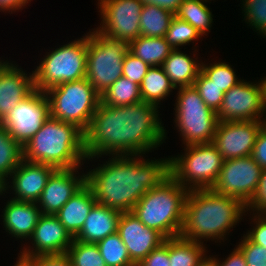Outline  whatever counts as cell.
Masks as SVG:
<instances>
[{
  "label": "cell",
  "mask_w": 266,
  "mask_h": 266,
  "mask_svg": "<svg viewBox=\"0 0 266 266\" xmlns=\"http://www.w3.org/2000/svg\"><path fill=\"white\" fill-rule=\"evenodd\" d=\"M246 209L254 213H266V168L262 170L258 191Z\"/></svg>",
  "instance_id": "42"
},
{
  "label": "cell",
  "mask_w": 266,
  "mask_h": 266,
  "mask_svg": "<svg viewBox=\"0 0 266 266\" xmlns=\"http://www.w3.org/2000/svg\"><path fill=\"white\" fill-rule=\"evenodd\" d=\"M23 159V146L0 125V179L4 183Z\"/></svg>",
  "instance_id": "29"
},
{
  "label": "cell",
  "mask_w": 266,
  "mask_h": 266,
  "mask_svg": "<svg viewBox=\"0 0 266 266\" xmlns=\"http://www.w3.org/2000/svg\"><path fill=\"white\" fill-rule=\"evenodd\" d=\"M73 239L55 215L42 214L29 238L33 246L23 247L20 253L25 257L66 254Z\"/></svg>",
  "instance_id": "16"
},
{
  "label": "cell",
  "mask_w": 266,
  "mask_h": 266,
  "mask_svg": "<svg viewBox=\"0 0 266 266\" xmlns=\"http://www.w3.org/2000/svg\"><path fill=\"white\" fill-rule=\"evenodd\" d=\"M175 14L155 5H143L140 15V35L165 37Z\"/></svg>",
  "instance_id": "28"
},
{
  "label": "cell",
  "mask_w": 266,
  "mask_h": 266,
  "mask_svg": "<svg viewBox=\"0 0 266 266\" xmlns=\"http://www.w3.org/2000/svg\"><path fill=\"white\" fill-rule=\"evenodd\" d=\"M117 232L136 266L166 239L157 230L145 226L132 212H122Z\"/></svg>",
  "instance_id": "17"
},
{
  "label": "cell",
  "mask_w": 266,
  "mask_h": 266,
  "mask_svg": "<svg viewBox=\"0 0 266 266\" xmlns=\"http://www.w3.org/2000/svg\"><path fill=\"white\" fill-rule=\"evenodd\" d=\"M262 170L252 156L224 160L211 189L220 195L235 197L247 206L258 191Z\"/></svg>",
  "instance_id": "11"
},
{
  "label": "cell",
  "mask_w": 266,
  "mask_h": 266,
  "mask_svg": "<svg viewBox=\"0 0 266 266\" xmlns=\"http://www.w3.org/2000/svg\"><path fill=\"white\" fill-rule=\"evenodd\" d=\"M262 121H219L212 144L224 160L251 156Z\"/></svg>",
  "instance_id": "15"
},
{
  "label": "cell",
  "mask_w": 266,
  "mask_h": 266,
  "mask_svg": "<svg viewBox=\"0 0 266 266\" xmlns=\"http://www.w3.org/2000/svg\"><path fill=\"white\" fill-rule=\"evenodd\" d=\"M23 158L56 169L81 167L87 160L84 132L72 123L49 117L23 146Z\"/></svg>",
  "instance_id": "4"
},
{
  "label": "cell",
  "mask_w": 266,
  "mask_h": 266,
  "mask_svg": "<svg viewBox=\"0 0 266 266\" xmlns=\"http://www.w3.org/2000/svg\"><path fill=\"white\" fill-rule=\"evenodd\" d=\"M192 58L177 48L164 60L162 67L175 88L194 85L201 70V62L198 57Z\"/></svg>",
  "instance_id": "24"
},
{
  "label": "cell",
  "mask_w": 266,
  "mask_h": 266,
  "mask_svg": "<svg viewBox=\"0 0 266 266\" xmlns=\"http://www.w3.org/2000/svg\"><path fill=\"white\" fill-rule=\"evenodd\" d=\"M96 204L91 188L85 184L55 214L61 224L74 238L81 230L92 207Z\"/></svg>",
  "instance_id": "23"
},
{
  "label": "cell",
  "mask_w": 266,
  "mask_h": 266,
  "mask_svg": "<svg viewBox=\"0 0 266 266\" xmlns=\"http://www.w3.org/2000/svg\"><path fill=\"white\" fill-rule=\"evenodd\" d=\"M73 266H107L96 243L73 242L66 252Z\"/></svg>",
  "instance_id": "33"
},
{
  "label": "cell",
  "mask_w": 266,
  "mask_h": 266,
  "mask_svg": "<svg viewBox=\"0 0 266 266\" xmlns=\"http://www.w3.org/2000/svg\"><path fill=\"white\" fill-rule=\"evenodd\" d=\"M202 36L199 32L188 22L181 20L174 16L171 20L170 26L166 32L167 42L177 49L180 46L188 45L190 42L197 41Z\"/></svg>",
  "instance_id": "35"
},
{
  "label": "cell",
  "mask_w": 266,
  "mask_h": 266,
  "mask_svg": "<svg viewBox=\"0 0 266 266\" xmlns=\"http://www.w3.org/2000/svg\"><path fill=\"white\" fill-rule=\"evenodd\" d=\"M261 81H262L263 87H264V104L266 106V77L261 78Z\"/></svg>",
  "instance_id": "50"
},
{
  "label": "cell",
  "mask_w": 266,
  "mask_h": 266,
  "mask_svg": "<svg viewBox=\"0 0 266 266\" xmlns=\"http://www.w3.org/2000/svg\"><path fill=\"white\" fill-rule=\"evenodd\" d=\"M236 246L244 254L247 266H266V248L250 241L245 234Z\"/></svg>",
  "instance_id": "39"
},
{
  "label": "cell",
  "mask_w": 266,
  "mask_h": 266,
  "mask_svg": "<svg viewBox=\"0 0 266 266\" xmlns=\"http://www.w3.org/2000/svg\"><path fill=\"white\" fill-rule=\"evenodd\" d=\"M55 170L56 168L51 165L23 159L9 177L12 178L10 182L12 185H9V181L5 182L3 192L7 193L6 190L11 189L15 194L12 199L37 203L49 177Z\"/></svg>",
  "instance_id": "19"
},
{
  "label": "cell",
  "mask_w": 266,
  "mask_h": 266,
  "mask_svg": "<svg viewBox=\"0 0 266 266\" xmlns=\"http://www.w3.org/2000/svg\"><path fill=\"white\" fill-rule=\"evenodd\" d=\"M34 266H73L67 254L27 257Z\"/></svg>",
  "instance_id": "43"
},
{
  "label": "cell",
  "mask_w": 266,
  "mask_h": 266,
  "mask_svg": "<svg viewBox=\"0 0 266 266\" xmlns=\"http://www.w3.org/2000/svg\"><path fill=\"white\" fill-rule=\"evenodd\" d=\"M121 214L122 212L119 210L96 203L74 239L86 243H97L103 240L110 234L117 232Z\"/></svg>",
  "instance_id": "22"
},
{
  "label": "cell",
  "mask_w": 266,
  "mask_h": 266,
  "mask_svg": "<svg viewBox=\"0 0 266 266\" xmlns=\"http://www.w3.org/2000/svg\"><path fill=\"white\" fill-rule=\"evenodd\" d=\"M244 20L257 34L266 38V0H242Z\"/></svg>",
  "instance_id": "36"
},
{
  "label": "cell",
  "mask_w": 266,
  "mask_h": 266,
  "mask_svg": "<svg viewBox=\"0 0 266 266\" xmlns=\"http://www.w3.org/2000/svg\"><path fill=\"white\" fill-rule=\"evenodd\" d=\"M201 71L212 80L213 84L221 88L226 93L233 86H236L242 79H238L234 69L225 62H214L209 65L201 63Z\"/></svg>",
  "instance_id": "34"
},
{
  "label": "cell",
  "mask_w": 266,
  "mask_h": 266,
  "mask_svg": "<svg viewBox=\"0 0 266 266\" xmlns=\"http://www.w3.org/2000/svg\"><path fill=\"white\" fill-rule=\"evenodd\" d=\"M234 250L229 254V256L224 261H219L218 258L213 257L216 266H247L244 254L242 251L235 246Z\"/></svg>",
  "instance_id": "45"
},
{
  "label": "cell",
  "mask_w": 266,
  "mask_h": 266,
  "mask_svg": "<svg viewBox=\"0 0 266 266\" xmlns=\"http://www.w3.org/2000/svg\"><path fill=\"white\" fill-rule=\"evenodd\" d=\"M50 117L49 101L45 92L35 89L0 122L22 146L37 133Z\"/></svg>",
  "instance_id": "13"
},
{
  "label": "cell",
  "mask_w": 266,
  "mask_h": 266,
  "mask_svg": "<svg viewBox=\"0 0 266 266\" xmlns=\"http://www.w3.org/2000/svg\"><path fill=\"white\" fill-rule=\"evenodd\" d=\"M158 108L143 101L126 106H106L100 102L84 132L88 161L102 155L142 156L163 144L167 132Z\"/></svg>",
  "instance_id": "1"
},
{
  "label": "cell",
  "mask_w": 266,
  "mask_h": 266,
  "mask_svg": "<svg viewBox=\"0 0 266 266\" xmlns=\"http://www.w3.org/2000/svg\"><path fill=\"white\" fill-rule=\"evenodd\" d=\"M139 86L142 101L155 106L176 90L162 66L150 67Z\"/></svg>",
  "instance_id": "27"
},
{
  "label": "cell",
  "mask_w": 266,
  "mask_h": 266,
  "mask_svg": "<svg viewBox=\"0 0 266 266\" xmlns=\"http://www.w3.org/2000/svg\"><path fill=\"white\" fill-rule=\"evenodd\" d=\"M198 266H216V264L214 258L209 255V257L205 256Z\"/></svg>",
  "instance_id": "49"
},
{
  "label": "cell",
  "mask_w": 266,
  "mask_h": 266,
  "mask_svg": "<svg viewBox=\"0 0 266 266\" xmlns=\"http://www.w3.org/2000/svg\"><path fill=\"white\" fill-rule=\"evenodd\" d=\"M107 266H136L130 259L127 248L118 232L96 243Z\"/></svg>",
  "instance_id": "32"
},
{
  "label": "cell",
  "mask_w": 266,
  "mask_h": 266,
  "mask_svg": "<svg viewBox=\"0 0 266 266\" xmlns=\"http://www.w3.org/2000/svg\"><path fill=\"white\" fill-rule=\"evenodd\" d=\"M245 212L248 214L246 206L235 197L212 189L189 190L180 236L200 243L201 239L224 242L229 230L247 215Z\"/></svg>",
  "instance_id": "3"
},
{
  "label": "cell",
  "mask_w": 266,
  "mask_h": 266,
  "mask_svg": "<svg viewBox=\"0 0 266 266\" xmlns=\"http://www.w3.org/2000/svg\"><path fill=\"white\" fill-rule=\"evenodd\" d=\"M101 24L96 30L111 39L130 43L140 36V0H98Z\"/></svg>",
  "instance_id": "12"
},
{
  "label": "cell",
  "mask_w": 266,
  "mask_h": 266,
  "mask_svg": "<svg viewBox=\"0 0 266 266\" xmlns=\"http://www.w3.org/2000/svg\"><path fill=\"white\" fill-rule=\"evenodd\" d=\"M266 113V106L264 107V114ZM265 118H262V127L266 129V114L264 115Z\"/></svg>",
  "instance_id": "51"
},
{
  "label": "cell",
  "mask_w": 266,
  "mask_h": 266,
  "mask_svg": "<svg viewBox=\"0 0 266 266\" xmlns=\"http://www.w3.org/2000/svg\"><path fill=\"white\" fill-rule=\"evenodd\" d=\"M149 68L147 63L128 51L123 61L122 76L128 78L131 83L140 85Z\"/></svg>",
  "instance_id": "38"
},
{
  "label": "cell",
  "mask_w": 266,
  "mask_h": 266,
  "mask_svg": "<svg viewBox=\"0 0 266 266\" xmlns=\"http://www.w3.org/2000/svg\"><path fill=\"white\" fill-rule=\"evenodd\" d=\"M79 168L56 169L51 174L37 202L42 214L55 215L86 184V173L79 175Z\"/></svg>",
  "instance_id": "18"
},
{
  "label": "cell",
  "mask_w": 266,
  "mask_h": 266,
  "mask_svg": "<svg viewBox=\"0 0 266 266\" xmlns=\"http://www.w3.org/2000/svg\"><path fill=\"white\" fill-rule=\"evenodd\" d=\"M264 87L262 81H245L228 90L217 111L219 121H262L264 115Z\"/></svg>",
  "instance_id": "14"
},
{
  "label": "cell",
  "mask_w": 266,
  "mask_h": 266,
  "mask_svg": "<svg viewBox=\"0 0 266 266\" xmlns=\"http://www.w3.org/2000/svg\"><path fill=\"white\" fill-rule=\"evenodd\" d=\"M189 190L171 175L159 186L148 190L134 206L132 213L147 227L166 239L180 236Z\"/></svg>",
  "instance_id": "5"
},
{
  "label": "cell",
  "mask_w": 266,
  "mask_h": 266,
  "mask_svg": "<svg viewBox=\"0 0 266 266\" xmlns=\"http://www.w3.org/2000/svg\"><path fill=\"white\" fill-rule=\"evenodd\" d=\"M88 33L47 52L33 71L35 89L45 92L65 82L86 78Z\"/></svg>",
  "instance_id": "7"
},
{
  "label": "cell",
  "mask_w": 266,
  "mask_h": 266,
  "mask_svg": "<svg viewBox=\"0 0 266 266\" xmlns=\"http://www.w3.org/2000/svg\"><path fill=\"white\" fill-rule=\"evenodd\" d=\"M128 49L131 54L152 67L162 66L174 48L165 37L152 38L140 35L128 44Z\"/></svg>",
  "instance_id": "25"
},
{
  "label": "cell",
  "mask_w": 266,
  "mask_h": 266,
  "mask_svg": "<svg viewBox=\"0 0 266 266\" xmlns=\"http://www.w3.org/2000/svg\"><path fill=\"white\" fill-rule=\"evenodd\" d=\"M144 5H155L176 14L183 0H140Z\"/></svg>",
  "instance_id": "46"
},
{
  "label": "cell",
  "mask_w": 266,
  "mask_h": 266,
  "mask_svg": "<svg viewBox=\"0 0 266 266\" xmlns=\"http://www.w3.org/2000/svg\"><path fill=\"white\" fill-rule=\"evenodd\" d=\"M194 87L200 94L205 104L217 112L220 109L224 94L217 85L213 84L201 70L194 81Z\"/></svg>",
  "instance_id": "37"
},
{
  "label": "cell",
  "mask_w": 266,
  "mask_h": 266,
  "mask_svg": "<svg viewBox=\"0 0 266 266\" xmlns=\"http://www.w3.org/2000/svg\"><path fill=\"white\" fill-rule=\"evenodd\" d=\"M34 90L33 71L27 75L13 62L0 60V122Z\"/></svg>",
  "instance_id": "20"
},
{
  "label": "cell",
  "mask_w": 266,
  "mask_h": 266,
  "mask_svg": "<svg viewBox=\"0 0 266 266\" xmlns=\"http://www.w3.org/2000/svg\"><path fill=\"white\" fill-rule=\"evenodd\" d=\"M168 257V238L158 248L154 249L137 266H170Z\"/></svg>",
  "instance_id": "41"
},
{
  "label": "cell",
  "mask_w": 266,
  "mask_h": 266,
  "mask_svg": "<svg viewBox=\"0 0 266 266\" xmlns=\"http://www.w3.org/2000/svg\"><path fill=\"white\" fill-rule=\"evenodd\" d=\"M3 225L12 237L29 239L42 215L37 203L10 198L2 211Z\"/></svg>",
  "instance_id": "21"
},
{
  "label": "cell",
  "mask_w": 266,
  "mask_h": 266,
  "mask_svg": "<svg viewBox=\"0 0 266 266\" xmlns=\"http://www.w3.org/2000/svg\"><path fill=\"white\" fill-rule=\"evenodd\" d=\"M203 244L181 236L168 238L170 266H198L207 252Z\"/></svg>",
  "instance_id": "26"
},
{
  "label": "cell",
  "mask_w": 266,
  "mask_h": 266,
  "mask_svg": "<svg viewBox=\"0 0 266 266\" xmlns=\"http://www.w3.org/2000/svg\"><path fill=\"white\" fill-rule=\"evenodd\" d=\"M205 2L208 0H183L175 16L191 24L201 36L210 32L213 15Z\"/></svg>",
  "instance_id": "30"
},
{
  "label": "cell",
  "mask_w": 266,
  "mask_h": 266,
  "mask_svg": "<svg viewBox=\"0 0 266 266\" xmlns=\"http://www.w3.org/2000/svg\"><path fill=\"white\" fill-rule=\"evenodd\" d=\"M141 155H117L86 173L97 204L132 212L145 193L170 176V158L149 160ZM110 159V160H109Z\"/></svg>",
  "instance_id": "2"
},
{
  "label": "cell",
  "mask_w": 266,
  "mask_h": 266,
  "mask_svg": "<svg viewBox=\"0 0 266 266\" xmlns=\"http://www.w3.org/2000/svg\"><path fill=\"white\" fill-rule=\"evenodd\" d=\"M251 156L262 169L266 168V129L263 127L258 132Z\"/></svg>",
  "instance_id": "44"
},
{
  "label": "cell",
  "mask_w": 266,
  "mask_h": 266,
  "mask_svg": "<svg viewBox=\"0 0 266 266\" xmlns=\"http://www.w3.org/2000/svg\"><path fill=\"white\" fill-rule=\"evenodd\" d=\"M20 255V256H19ZM18 260L14 266H34V264L25 256L18 254Z\"/></svg>",
  "instance_id": "48"
},
{
  "label": "cell",
  "mask_w": 266,
  "mask_h": 266,
  "mask_svg": "<svg viewBox=\"0 0 266 266\" xmlns=\"http://www.w3.org/2000/svg\"><path fill=\"white\" fill-rule=\"evenodd\" d=\"M50 117L72 123L85 132L101 102V95L86 78L65 82L45 91Z\"/></svg>",
  "instance_id": "6"
},
{
  "label": "cell",
  "mask_w": 266,
  "mask_h": 266,
  "mask_svg": "<svg viewBox=\"0 0 266 266\" xmlns=\"http://www.w3.org/2000/svg\"><path fill=\"white\" fill-rule=\"evenodd\" d=\"M31 0H0V11L16 12L24 8Z\"/></svg>",
  "instance_id": "47"
},
{
  "label": "cell",
  "mask_w": 266,
  "mask_h": 266,
  "mask_svg": "<svg viewBox=\"0 0 266 266\" xmlns=\"http://www.w3.org/2000/svg\"><path fill=\"white\" fill-rule=\"evenodd\" d=\"M141 101L140 86L136 83H131L124 76H121L101 94V103L106 106H126Z\"/></svg>",
  "instance_id": "31"
},
{
  "label": "cell",
  "mask_w": 266,
  "mask_h": 266,
  "mask_svg": "<svg viewBox=\"0 0 266 266\" xmlns=\"http://www.w3.org/2000/svg\"><path fill=\"white\" fill-rule=\"evenodd\" d=\"M4 182L0 179V195H3V189H4Z\"/></svg>",
  "instance_id": "52"
},
{
  "label": "cell",
  "mask_w": 266,
  "mask_h": 266,
  "mask_svg": "<svg viewBox=\"0 0 266 266\" xmlns=\"http://www.w3.org/2000/svg\"><path fill=\"white\" fill-rule=\"evenodd\" d=\"M251 222H254L255 226L252 230L246 232V237L257 245L266 248V215L259 213H252Z\"/></svg>",
  "instance_id": "40"
},
{
  "label": "cell",
  "mask_w": 266,
  "mask_h": 266,
  "mask_svg": "<svg viewBox=\"0 0 266 266\" xmlns=\"http://www.w3.org/2000/svg\"><path fill=\"white\" fill-rule=\"evenodd\" d=\"M176 89L174 123L184 146L212 143L219 122L217 112L205 104L194 85Z\"/></svg>",
  "instance_id": "9"
},
{
  "label": "cell",
  "mask_w": 266,
  "mask_h": 266,
  "mask_svg": "<svg viewBox=\"0 0 266 266\" xmlns=\"http://www.w3.org/2000/svg\"><path fill=\"white\" fill-rule=\"evenodd\" d=\"M128 43L88 32L86 79L101 95L122 76Z\"/></svg>",
  "instance_id": "10"
},
{
  "label": "cell",
  "mask_w": 266,
  "mask_h": 266,
  "mask_svg": "<svg viewBox=\"0 0 266 266\" xmlns=\"http://www.w3.org/2000/svg\"><path fill=\"white\" fill-rule=\"evenodd\" d=\"M183 154L169 157L170 175L188 190L211 189L224 163L218 149L212 143L192 144Z\"/></svg>",
  "instance_id": "8"
}]
</instances>
